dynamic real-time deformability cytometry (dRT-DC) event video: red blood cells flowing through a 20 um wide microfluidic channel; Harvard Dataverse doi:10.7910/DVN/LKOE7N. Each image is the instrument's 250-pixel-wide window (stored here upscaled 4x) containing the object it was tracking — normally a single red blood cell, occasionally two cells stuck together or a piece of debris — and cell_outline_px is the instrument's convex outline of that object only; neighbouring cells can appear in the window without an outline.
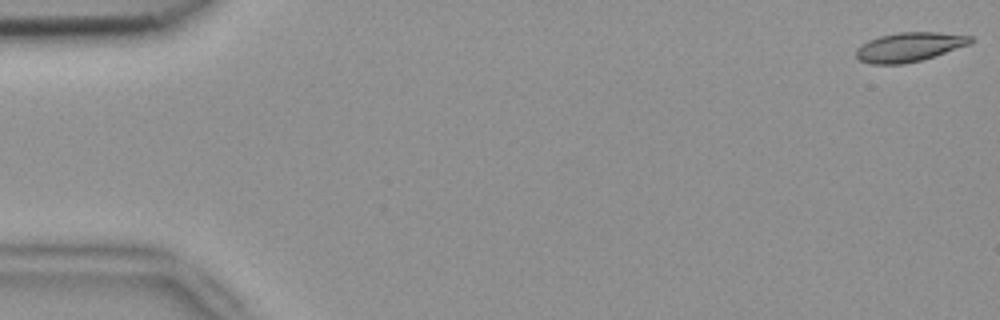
{"species": "common noctule bat (a hibernating species)", "species_latin": "Nyctalus noctula", "temperature_condition": "room temperature", "stored_images_in_passage": 10, "camera_frame_rate_fps": 3000, "um_per_image_px": 0.085, "animal": {"sex": "female", "body_mass_g": 18.4}, "frame": {"image": 1, "passage_image": 1, "time_ms": 0.0, "image_size_px": [1000, 320], "cell_outline_px": [[972, 44], [920, 60], [904, 64], [868, 64], [860, 60], [856, 56], [856, 48], [860, 44], [868, 40], [880, 36], [900, 32], [940, 32], [972, 36]], "centroid_in_image_um": [77.27, 3.99], "position_along_channel_um": 7.7, "area_um2": 19.54}}